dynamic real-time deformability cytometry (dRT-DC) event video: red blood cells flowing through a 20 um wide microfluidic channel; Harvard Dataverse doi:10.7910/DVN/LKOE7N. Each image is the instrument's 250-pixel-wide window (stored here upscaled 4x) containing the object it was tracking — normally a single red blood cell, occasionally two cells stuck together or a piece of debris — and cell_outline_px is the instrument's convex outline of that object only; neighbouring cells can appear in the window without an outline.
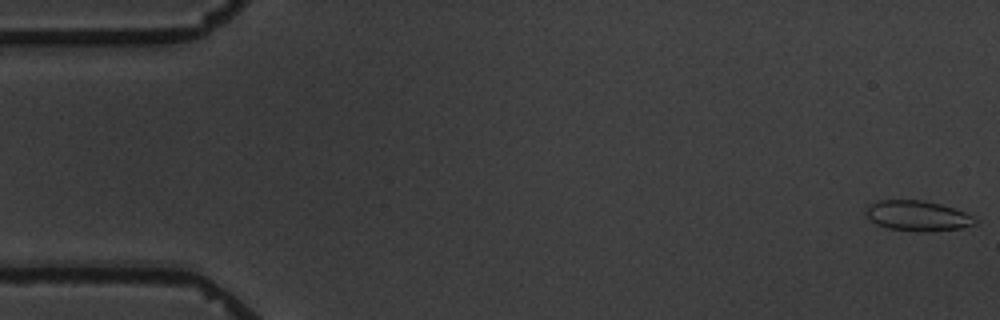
{"species": "common noctule bat (a hibernating species)", "species_latin": "Nyctalus noctula", "temperature_condition": "warm", "stored_images_in_passage": 5, "camera_frame_rate_fps": 3000, "um_per_image_px": 0.085, "animal": {"sex": "male", "body_mass_g": 19.5, "forearm_length_mm": 54.6}, "frame": {"image": 1, "passage_image": 1, "time_ms": 0.0, "image_size_px": [1000, 320], "cell_outline_px": [[976, 224], [960, 228], [920, 232], [916, 232], [888, 228], [876, 224], [868, 216], [868, 204], [880, 200], [924, 200], [940, 204], [964, 212], [972, 216], [976, 220]], "centroid_in_image_um": [77.99, 18.34], "position_along_channel_um": 7.0, "area_um2": 18.96}}